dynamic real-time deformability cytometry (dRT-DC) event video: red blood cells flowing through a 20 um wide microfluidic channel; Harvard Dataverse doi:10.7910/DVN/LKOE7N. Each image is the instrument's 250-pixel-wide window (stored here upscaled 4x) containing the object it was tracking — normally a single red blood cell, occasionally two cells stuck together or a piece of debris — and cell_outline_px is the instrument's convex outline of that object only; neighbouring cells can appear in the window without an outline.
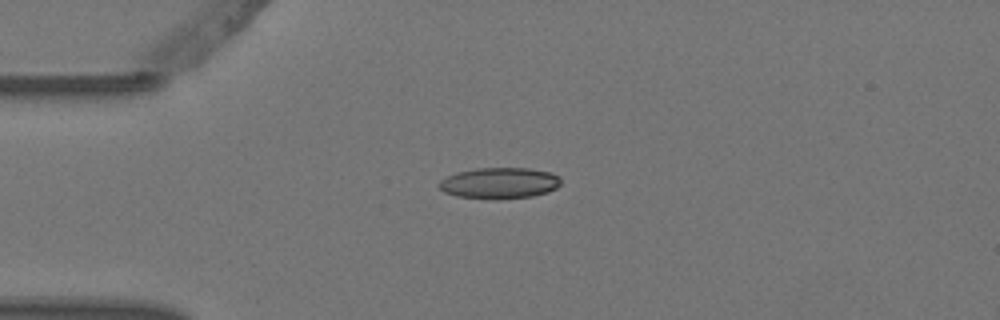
{"species": "Egyptian fruit bat (a non-hibernating species)", "species_latin": "Rousettus aegyptiacus", "temperature_condition": "warm", "stored_images_in_passage": 6, "camera_frame_rate_fps": 3000, "um_per_image_px": 0.085, "animal": {"sex": "female"}, "frame": {"image": 1, "passage_image": 3, "time_ms": 0.667, "image_size_px": [1000, 320], "cell_outline_px": [[560, 184], [556, 188], [548, 192], [532, 196], [496, 200], [456, 196], [444, 192], [436, 184], [440, 180], [456, 172], [476, 168], [528, 168], [552, 172], [560, 176]], "centroid_in_image_um": [42.45, 15.56], "position_along_channel_um": 42.6, "area_um2": 22.37}}
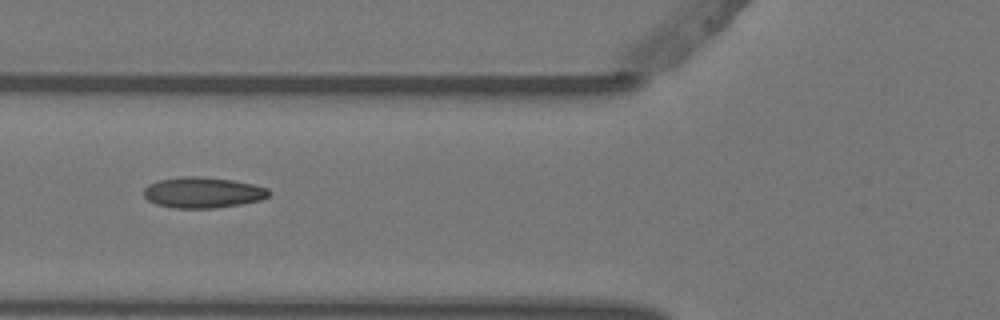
{"frame": {"image": 2, "passage_image": 5, "time_ms": 1.333, "image_size_px": [1000, 320], "cell_outline_px": [[272, 192], [268, 196], [260, 200], [240, 204], [216, 208], [172, 208], [156, 204], [148, 200], [144, 196], [144, 188], [148, 184], [156, 180], [180, 176], [200, 176], [232, 180], [252, 184], [268, 188]], "centroid_in_image_um": [17.21, 16.36], "position_along_channel_um": 108.6, "area_um2": 22.66}}
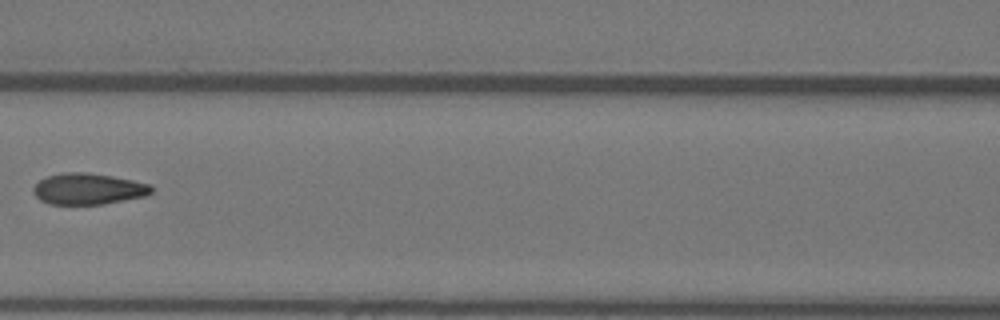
{"frame": {"image": 3, "passage_image": 6, "time_ms": 1.667, "image_size_px": [1000, 320], "cell_outline_px": [[152, 192], [148, 196], [104, 204], [48, 204], [40, 200], [32, 192], [32, 188], [40, 180], [48, 176], [64, 172], [88, 172], [112, 176], [152, 184]], "centroid_in_image_um": [7.52, 16.06], "position_along_channel_um": 159.1, "area_um2": 21.68}}